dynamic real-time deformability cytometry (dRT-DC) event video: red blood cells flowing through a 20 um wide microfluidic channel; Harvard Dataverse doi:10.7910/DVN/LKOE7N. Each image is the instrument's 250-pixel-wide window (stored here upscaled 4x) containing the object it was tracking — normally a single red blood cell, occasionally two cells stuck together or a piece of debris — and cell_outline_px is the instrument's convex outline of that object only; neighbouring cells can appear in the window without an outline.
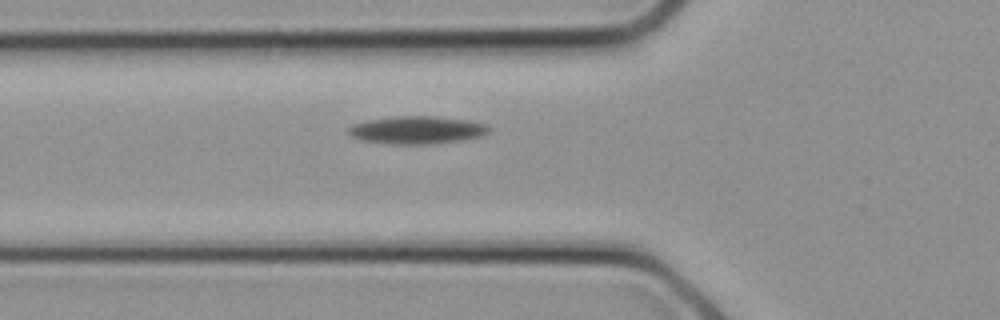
{"species": "common noctule bat (a hibernating species)", "species_latin": "Nyctalus noctula", "temperature_condition": "cold", "stored_images_in_passage": 10, "camera_frame_rate_fps": 3000, "um_per_image_px": 0.085, "animal": {"sex": "female", "body_mass_g": 21.9}, "frame": {"image": 1, "passage_image": 2, "time_ms": 0.333, "image_size_px": [1000, 320], "cell_outline_px": [[492, 128], [484, 136], [464, 140], [436, 144], [384, 144], [360, 140], [352, 136], [348, 132], [348, 128], [352, 124], [364, 120], [400, 116], [436, 116], [468, 120], [484, 124]], "centroid_in_image_um": [35.45, 11.06], "position_along_channel_um": 90.4, "area_um2": 23.12}}
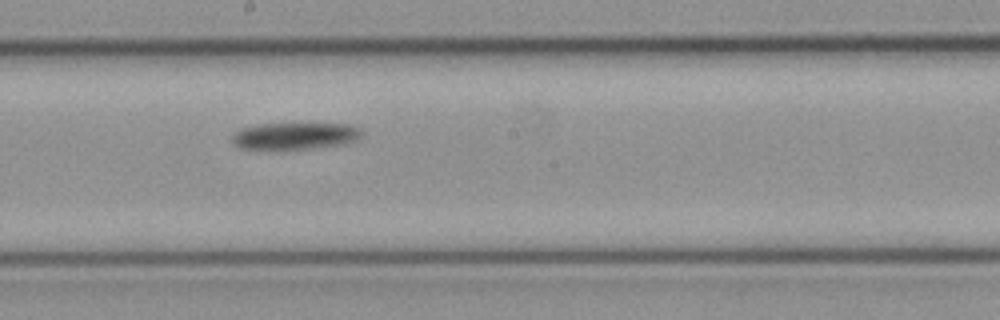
{"frame": {"image": 2, "passage_image": 7, "time_ms": 2.0, "image_size_px": [1000, 320], "cell_outline_px": [[364, 132], [360, 140], [352, 144], [280, 152], [276, 152], [240, 148], [232, 144], [232, 136], [240, 128], [256, 124], [348, 124], [360, 128]], "centroid_in_image_um": [25.09, 11.61], "position_along_channel_um": 223.1, "area_um2": 21.68}}
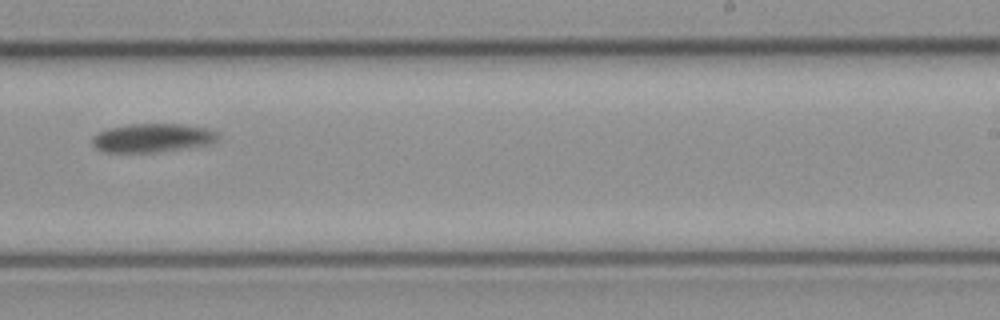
{"frame": {"image": 3, "passage_image": 9, "time_ms": 2.667, "image_size_px": [1000, 320], "cell_outline_px": [[220, 136], [212, 144], [156, 152], [104, 152], [96, 148], [92, 144], [92, 136], [96, 132], [108, 128], [132, 124], [180, 124], [208, 128], [216, 132]], "centroid_in_image_um": [12.94, 11.72], "position_along_channel_um": 276.1, "area_um2": 21.1}}